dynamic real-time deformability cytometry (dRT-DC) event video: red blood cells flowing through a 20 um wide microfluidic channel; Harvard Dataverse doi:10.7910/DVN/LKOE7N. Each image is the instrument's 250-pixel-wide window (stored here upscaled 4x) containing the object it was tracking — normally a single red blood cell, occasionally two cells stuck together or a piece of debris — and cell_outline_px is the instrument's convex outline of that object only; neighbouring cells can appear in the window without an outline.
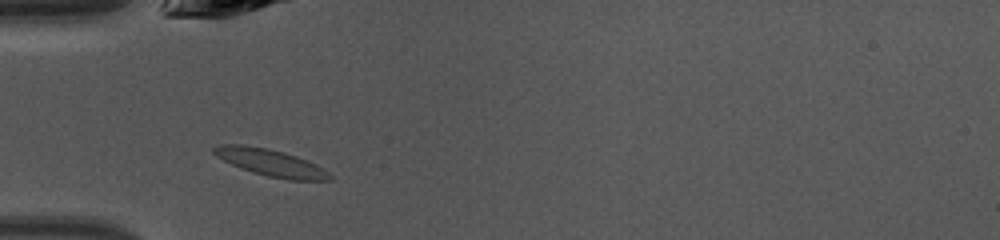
{"species": "common noctule bat (a hibernating species)", "species_latin": "Nyctalus noctula", "temperature_condition": "warm", "stored_images_in_passage": 35, "camera_frame_rate_fps": 3000, "um_per_image_px": 0.085, "animal": {"sex": "female", "body_mass_g": 10.0, "forearm_length_mm": 53.1}, "frame": {"image": 1, "passage_image": 3, "time_ms": 0.667, "image_size_px": [1000, 240], "cell_outline_px": [[332, 180], [288, 180], [268, 176], [240, 168], [216, 156], [212, 152], [212, 148], [220, 144], [244, 144], [268, 148], [284, 152], [296, 156], [316, 164], [328, 172], [332, 176]], "centroid_in_image_um": [22.99, 13.81], "position_along_channel_um": 62.0, "area_um2": 18.15}}
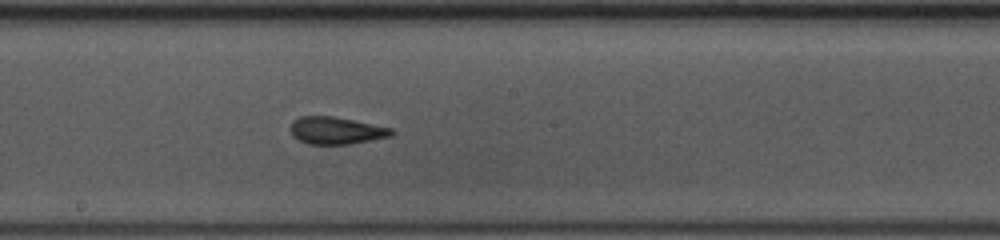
{"frame": {"image": 2, "passage_image": 14, "time_ms": 4.333, "image_size_px": [1000, 240], "cell_outline_px": [[396, 132], [392, 136], [348, 144], [308, 144], [292, 136], [292, 120], [300, 116], [332, 116], [392, 128]], "centroid_in_image_um": [28.58, 11.09], "position_along_channel_um": 219.6, "area_um2": 15.9}}
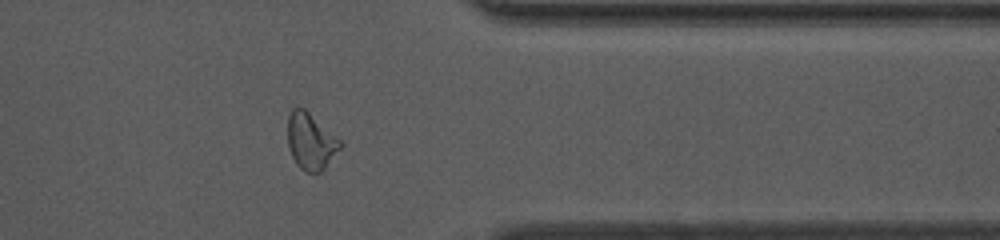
{"frame": {"image": 3, "passage_image": 26, "time_ms": 8.333, "image_size_px": [1000, 240], "cell_outline_px": [[344, 144], [324, 168], [316, 176], [304, 172], [296, 164], [292, 156], [288, 144], [288, 116], [292, 108], [304, 108], [340, 140]], "centroid_in_image_um": [26.41, 12.06], "position_along_channel_um": 385.0, "area_um2": 17.28}, "authors_computed_cell_mechanics": {"area_um2": 16.4152, "velocity_mm_per_s": 4.3336, "shape_relaxation_time_tau1_ms": 6.1378, "shape_relaxation_time_tau2_ms": 1.1711, "deformation_change_tau1": 0.1667, "deformation_change_tau2": 0.0653}}